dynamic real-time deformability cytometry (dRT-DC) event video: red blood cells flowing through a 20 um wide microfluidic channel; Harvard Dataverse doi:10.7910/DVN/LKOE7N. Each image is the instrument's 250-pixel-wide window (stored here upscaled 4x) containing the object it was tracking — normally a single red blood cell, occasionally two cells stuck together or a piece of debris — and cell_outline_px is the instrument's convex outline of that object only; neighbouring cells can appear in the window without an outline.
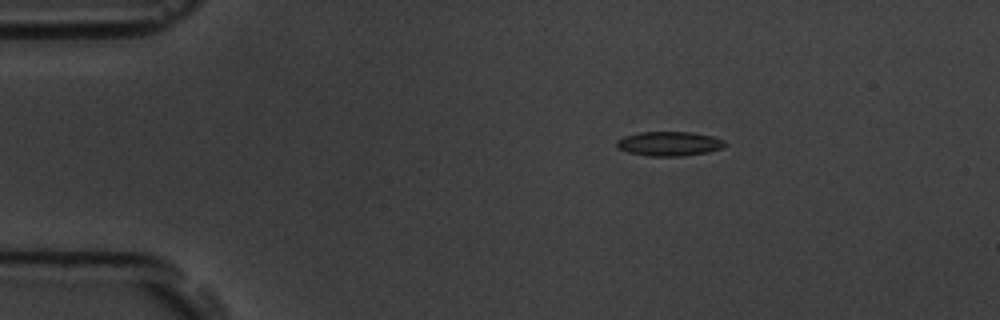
{"species": "common noctule bat (a hibernating species)", "species_latin": "Nyctalus noctula", "temperature_condition": "room temperature", "stored_images_in_passage": 6, "segment_of_instrument_passage": [1, 2], "camera_frame_rate_fps": 3000, "um_per_image_px": 0.085, "animal": {"sex": "male", "body_mass_g": 19.5, "forearm_length_mm": 54.6}, "frame": {"image": 1, "passage_image": 3, "time_ms": 2.333, "image_size_px": [1000, 320], "cell_outline_px": [[728, 144], [724, 148], [708, 152], [684, 156], [648, 156], [628, 152], [616, 148], [616, 140], [624, 136], [640, 132], [692, 132], [712, 136], [724, 140]], "centroid_in_image_um": [56.9, 12.22], "position_along_channel_um": 28.1, "area_um2": 15.61}}